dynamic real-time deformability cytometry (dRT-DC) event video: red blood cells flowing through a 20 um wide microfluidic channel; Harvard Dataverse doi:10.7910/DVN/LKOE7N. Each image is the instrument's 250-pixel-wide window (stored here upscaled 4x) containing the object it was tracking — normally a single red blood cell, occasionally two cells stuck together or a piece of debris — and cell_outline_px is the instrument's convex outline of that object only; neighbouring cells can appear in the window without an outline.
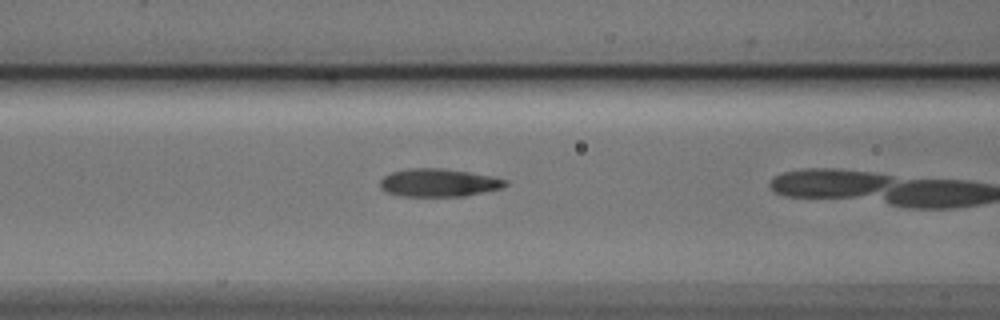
{"species": "Egyptian fruit bat (a non-hibernating species)", "species_latin": "Rousettus aegyptiacus", "temperature_condition": "cold", "stored_images_in_passage": 11, "camera_frame_rate_fps": 3000, "um_per_image_px": 0.085, "animal": {"sex": "male"}, "frame": {"image": 1, "passage_image": 10, "time_ms": 3.0, "image_size_px": [1000, 320], "cell_outline_px": [[508, 184], [504, 188], [464, 196], [400, 196], [384, 192], [380, 188], [380, 180], [384, 176], [392, 172], [408, 168], [440, 168], [496, 176], [508, 180]], "centroid_in_image_um": [37.31, 15.53], "position_along_channel_um": 129.3, "area_um2": 20.69}}